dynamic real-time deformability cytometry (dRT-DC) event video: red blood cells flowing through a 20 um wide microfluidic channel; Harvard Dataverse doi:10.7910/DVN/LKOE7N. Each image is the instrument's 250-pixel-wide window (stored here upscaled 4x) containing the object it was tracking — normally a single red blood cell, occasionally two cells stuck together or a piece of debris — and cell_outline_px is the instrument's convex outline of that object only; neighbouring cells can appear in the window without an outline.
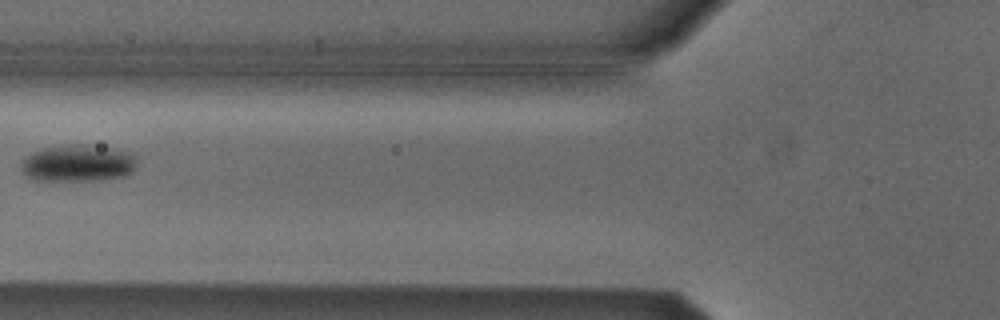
{"species": "Egyptian fruit bat (a non-hibernating species)", "species_latin": "Rousettus aegyptiacus", "temperature_condition": "cold", "stored_images_in_passage": 5, "camera_frame_rate_fps": 3000, "um_per_image_px": 0.085, "animal": {"sex": "male"}, "frame": {"image": 1, "passage_image": 4, "time_ms": 1.0, "image_size_px": [1000, 320], "cell_outline_px": [[136, 168], [132, 172], [124, 176], [108, 180], [36, 180], [24, 176], [20, 168], [20, 164], [24, 156], [40, 148], [60, 144], [84, 144], [112, 148], [132, 152], [136, 156]], "centroid_in_image_um": [6.6, 13.86], "position_along_channel_um": 119.2, "area_um2": 25.66}}
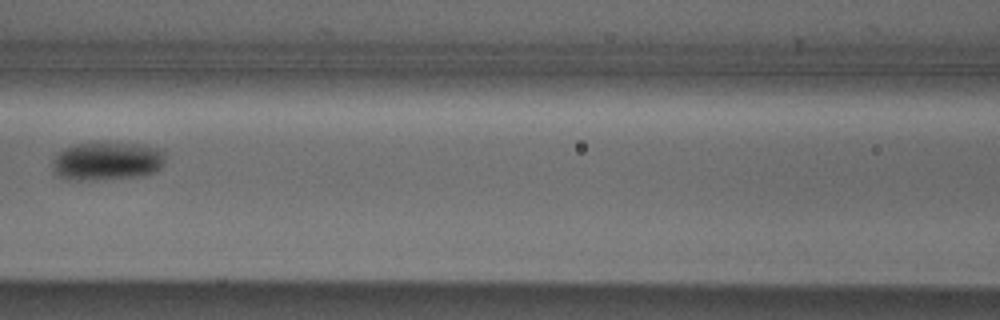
{"frame": {"image": 2, "passage_image": 5, "time_ms": 1.333, "image_size_px": [1000, 320], "cell_outline_px": [[164, 164], [156, 172], [144, 176], [104, 180], [64, 180], [56, 176], [52, 172], [52, 160], [56, 152], [72, 144], [144, 144], [156, 148], [164, 152]], "centroid_in_image_um": [9.04, 13.73], "position_along_channel_um": 157.6, "area_um2": 25.72}}